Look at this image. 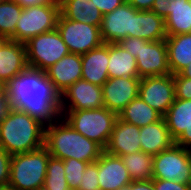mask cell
<instances>
[{
    "label": "cell",
    "mask_w": 191,
    "mask_h": 190,
    "mask_svg": "<svg viewBox=\"0 0 191 190\" xmlns=\"http://www.w3.org/2000/svg\"><path fill=\"white\" fill-rule=\"evenodd\" d=\"M151 11L165 19L168 16L167 0H155Z\"/></svg>",
    "instance_id": "obj_40"
},
{
    "label": "cell",
    "mask_w": 191,
    "mask_h": 190,
    "mask_svg": "<svg viewBox=\"0 0 191 190\" xmlns=\"http://www.w3.org/2000/svg\"><path fill=\"white\" fill-rule=\"evenodd\" d=\"M42 190H70L65 178L64 162L50 157Z\"/></svg>",
    "instance_id": "obj_30"
},
{
    "label": "cell",
    "mask_w": 191,
    "mask_h": 190,
    "mask_svg": "<svg viewBox=\"0 0 191 190\" xmlns=\"http://www.w3.org/2000/svg\"><path fill=\"white\" fill-rule=\"evenodd\" d=\"M118 44L135 58L141 51V38L126 37L120 40Z\"/></svg>",
    "instance_id": "obj_36"
},
{
    "label": "cell",
    "mask_w": 191,
    "mask_h": 190,
    "mask_svg": "<svg viewBox=\"0 0 191 190\" xmlns=\"http://www.w3.org/2000/svg\"><path fill=\"white\" fill-rule=\"evenodd\" d=\"M119 190H131V183L129 185L121 187Z\"/></svg>",
    "instance_id": "obj_46"
},
{
    "label": "cell",
    "mask_w": 191,
    "mask_h": 190,
    "mask_svg": "<svg viewBox=\"0 0 191 190\" xmlns=\"http://www.w3.org/2000/svg\"><path fill=\"white\" fill-rule=\"evenodd\" d=\"M121 158L132 181L152 179L153 155L139 151L123 155Z\"/></svg>",
    "instance_id": "obj_28"
},
{
    "label": "cell",
    "mask_w": 191,
    "mask_h": 190,
    "mask_svg": "<svg viewBox=\"0 0 191 190\" xmlns=\"http://www.w3.org/2000/svg\"><path fill=\"white\" fill-rule=\"evenodd\" d=\"M152 179L191 184V151L174 144L154 155Z\"/></svg>",
    "instance_id": "obj_8"
},
{
    "label": "cell",
    "mask_w": 191,
    "mask_h": 190,
    "mask_svg": "<svg viewBox=\"0 0 191 190\" xmlns=\"http://www.w3.org/2000/svg\"><path fill=\"white\" fill-rule=\"evenodd\" d=\"M103 106L102 87L82 79L61 94V110L98 109Z\"/></svg>",
    "instance_id": "obj_13"
},
{
    "label": "cell",
    "mask_w": 191,
    "mask_h": 190,
    "mask_svg": "<svg viewBox=\"0 0 191 190\" xmlns=\"http://www.w3.org/2000/svg\"><path fill=\"white\" fill-rule=\"evenodd\" d=\"M78 190H100L98 183V164L96 162L89 163L82 173Z\"/></svg>",
    "instance_id": "obj_32"
},
{
    "label": "cell",
    "mask_w": 191,
    "mask_h": 190,
    "mask_svg": "<svg viewBox=\"0 0 191 190\" xmlns=\"http://www.w3.org/2000/svg\"><path fill=\"white\" fill-rule=\"evenodd\" d=\"M175 83V98L191 100V79L182 77L179 73L173 75Z\"/></svg>",
    "instance_id": "obj_33"
},
{
    "label": "cell",
    "mask_w": 191,
    "mask_h": 190,
    "mask_svg": "<svg viewBox=\"0 0 191 190\" xmlns=\"http://www.w3.org/2000/svg\"><path fill=\"white\" fill-rule=\"evenodd\" d=\"M3 40H4V38L0 36V44H1V42H2Z\"/></svg>",
    "instance_id": "obj_47"
},
{
    "label": "cell",
    "mask_w": 191,
    "mask_h": 190,
    "mask_svg": "<svg viewBox=\"0 0 191 190\" xmlns=\"http://www.w3.org/2000/svg\"><path fill=\"white\" fill-rule=\"evenodd\" d=\"M45 126L26 112L10 108L0 123V146L9 154L26 153L44 145Z\"/></svg>",
    "instance_id": "obj_3"
},
{
    "label": "cell",
    "mask_w": 191,
    "mask_h": 190,
    "mask_svg": "<svg viewBox=\"0 0 191 190\" xmlns=\"http://www.w3.org/2000/svg\"><path fill=\"white\" fill-rule=\"evenodd\" d=\"M82 80L103 86L109 79V43H103L98 48L81 55Z\"/></svg>",
    "instance_id": "obj_19"
},
{
    "label": "cell",
    "mask_w": 191,
    "mask_h": 190,
    "mask_svg": "<svg viewBox=\"0 0 191 190\" xmlns=\"http://www.w3.org/2000/svg\"><path fill=\"white\" fill-rule=\"evenodd\" d=\"M23 8L14 0L0 1V36L14 39L16 24Z\"/></svg>",
    "instance_id": "obj_29"
},
{
    "label": "cell",
    "mask_w": 191,
    "mask_h": 190,
    "mask_svg": "<svg viewBox=\"0 0 191 190\" xmlns=\"http://www.w3.org/2000/svg\"><path fill=\"white\" fill-rule=\"evenodd\" d=\"M139 78L171 74L165 40L141 39V51L136 57Z\"/></svg>",
    "instance_id": "obj_11"
},
{
    "label": "cell",
    "mask_w": 191,
    "mask_h": 190,
    "mask_svg": "<svg viewBox=\"0 0 191 190\" xmlns=\"http://www.w3.org/2000/svg\"><path fill=\"white\" fill-rule=\"evenodd\" d=\"M92 2L105 15L122 6L127 0H92Z\"/></svg>",
    "instance_id": "obj_37"
},
{
    "label": "cell",
    "mask_w": 191,
    "mask_h": 190,
    "mask_svg": "<svg viewBox=\"0 0 191 190\" xmlns=\"http://www.w3.org/2000/svg\"><path fill=\"white\" fill-rule=\"evenodd\" d=\"M9 109V103L5 95L4 84L0 82V123L5 118Z\"/></svg>",
    "instance_id": "obj_39"
},
{
    "label": "cell",
    "mask_w": 191,
    "mask_h": 190,
    "mask_svg": "<svg viewBox=\"0 0 191 190\" xmlns=\"http://www.w3.org/2000/svg\"><path fill=\"white\" fill-rule=\"evenodd\" d=\"M11 156L0 146V185L9 183Z\"/></svg>",
    "instance_id": "obj_34"
},
{
    "label": "cell",
    "mask_w": 191,
    "mask_h": 190,
    "mask_svg": "<svg viewBox=\"0 0 191 190\" xmlns=\"http://www.w3.org/2000/svg\"><path fill=\"white\" fill-rule=\"evenodd\" d=\"M56 29L70 53L83 55L103 44L100 27L65 18L61 13Z\"/></svg>",
    "instance_id": "obj_9"
},
{
    "label": "cell",
    "mask_w": 191,
    "mask_h": 190,
    "mask_svg": "<svg viewBox=\"0 0 191 190\" xmlns=\"http://www.w3.org/2000/svg\"><path fill=\"white\" fill-rule=\"evenodd\" d=\"M140 145L144 153L157 155L175 144L164 118L140 127Z\"/></svg>",
    "instance_id": "obj_21"
},
{
    "label": "cell",
    "mask_w": 191,
    "mask_h": 190,
    "mask_svg": "<svg viewBox=\"0 0 191 190\" xmlns=\"http://www.w3.org/2000/svg\"><path fill=\"white\" fill-rule=\"evenodd\" d=\"M0 190H17V189L12 185L7 184V185H0Z\"/></svg>",
    "instance_id": "obj_45"
},
{
    "label": "cell",
    "mask_w": 191,
    "mask_h": 190,
    "mask_svg": "<svg viewBox=\"0 0 191 190\" xmlns=\"http://www.w3.org/2000/svg\"><path fill=\"white\" fill-rule=\"evenodd\" d=\"M138 10L125 2L112 12L103 15L100 35L103 43H118L126 37H132V16Z\"/></svg>",
    "instance_id": "obj_14"
},
{
    "label": "cell",
    "mask_w": 191,
    "mask_h": 190,
    "mask_svg": "<svg viewBox=\"0 0 191 190\" xmlns=\"http://www.w3.org/2000/svg\"><path fill=\"white\" fill-rule=\"evenodd\" d=\"M64 120L77 132L106 148L118 118L106 107L85 110H61ZM66 117V118H65Z\"/></svg>",
    "instance_id": "obj_5"
},
{
    "label": "cell",
    "mask_w": 191,
    "mask_h": 190,
    "mask_svg": "<svg viewBox=\"0 0 191 190\" xmlns=\"http://www.w3.org/2000/svg\"><path fill=\"white\" fill-rule=\"evenodd\" d=\"M165 42L171 74H178L191 62V33L167 36Z\"/></svg>",
    "instance_id": "obj_24"
},
{
    "label": "cell",
    "mask_w": 191,
    "mask_h": 190,
    "mask_svg": "<svg viewBox=\"0 0 191 190\" xmlns=\"http://www.w3.org/2000/svg\"><path fill=\"white\" fill-rule=\"evenodd\" d=\"M49 80L62 94L69 86L82 79L81 55L70 53L46 70Z\"/></svg>",
    "instance_id": "obj_18"
},
{
    "label": "cell",
    "mask_w": 191,
    "mask_h": 190,
    "mask_svg": "<svg viewBox=\"0 0 191 190\" xmlns=\"http://www.w3.org/2000/svg\"><path fill=\"white\" fill-rule=\"evenodd\" d=\"M59 15V2L23 8L13 40L25 44L34 36L56 29Z\"/></svg>",
    "instance_id": "obj_6"
},
{
    "label": "cell",
    "mask_w": 191,
    "mask_h": 190,
    "mask_svg": "<svg viewBox=\"0 0 191 190\" xmlns=\"http://www.w3.org/2000/svg\"><path fill=\"white\" fill-rule=\"evenodd\" d=\"M167 36L191 33V0H167Z\"/></svg>",
    "instance_id": "obj_23"
},
{
    "label": "cell",
    "mask_w": 191,
    "mask_h": 190,
    "mask_svg": "<svg viewBox=\"0 0 191 190\" xmlns=\"http://www.w3.org/2000/svg\"><path fill=\"white\" fill-rule=\"evenodd\" d=\"M50 157L44 145L33 151L13 154L8 184L17 190H42Z\"/></svg>",
    "instance_id": "obj_4"
},
{
    "label": "cell",
    "mask_w": 191,
    "mask_h": 190,
    "mask_svg": "<svg viewBox=\"0 0 191 190\" xmlns=\"http://www.w3.org/2000/svg\"><path fill=\"white\" fill-rule=\"evenodd\" d=\"M138 96L162 116L175 100L173 75H159L141 78Z\"/></svg>",
    "instance_id": "obj_10"
},
{
    "label": "cell",
    "mask_w": 191,
    "mask_h": 190,
    "mask_svg": "<svg viewBox=\"0 0 191 190\" xmlns=\"http://www.w3.org/2000/svg\"><path fill=\"white\" fill-rule=\"evenodd\" d=\"M139 140L140 128L118 117L104 150L111 155L120 157L129 153L132 154L142 151Z\"/></svg>",
    "instance_id": "obj_16"
},
{
    "label": "cell",
    "mask_w": 191,
    "mask_h": 190,
    "mask_svg": "<svg viewBox=\"0 0 191 190\" xmlns=\"http://www.w3.org/2000/svg\"><path fill=\"white\" fill-rule=\"evenodd\" d=\"M179 74L182 77L189 78L191 79V62L184 68L182 69Z\"/></svg>",
    "instance_id": "obj_44"
},
{
    "label": "cell",
    "mask_w": 191,
    "mask_h": 190,
    "mask_svg": "<svg viewBox=\"0 0 191 190\" xmlns=\"http://www.w3.org/2000/svg\"><path fill=\"white\" fill-rule=\"evenodd\" d=\"M118 117L137 127H143L153 122H157L163 116L150 107L139 96L133 99L119 114Z\"/></svg>",
    "instance_id": "obj_27"
},
{
    "label": "cell",
    "mask_w": 191,
    "mask_h": 190,
    "mask_svg": "<svg viewBox=\"0 0 191 190\" xmlns=\"http://www.w3.org/2000/svg\"><path fill=\"white\" fill-rule=\"evenodd\" d=\"M95 162L98 164L100 190H119L132 182L120 156L111 155L104 150Z\"/></svg>",
    "instance_id": "obj_15"
},
{
    "label": "cell",
    "mask_w": 191,
    "mask_h": 190,
    "mask_svg": "<svg viewBox=\"0 0 191 190\" xmlns=\"http://www.w3.org/2000/svg\"><path fill=\"white\" fill-rule=\"evenodd\" d=\"M9 108L26 112L45 127L59 121L61 93L46 71L27 66L4 85Z\"/></svg>",
    "instance_id": "obj_1"
},
{
    "label": "cell",
    "mask_w": 191,
    "mask_h": 190,
    "mask_svg": "<svg viewBox=\"0 0 191 190\" xmlns=\"http://www.w3.org/2000/svg\"><path fill=\"white\" fill-rule=\"evenodd\" d=\"M139 77L109 78L102 86L103 105L117 115L138 97Z\"/></svg>",
    "instance_id": "obj_12"
},
{
    "label": "cell",
    "mask_w": 191,
    "mask_h": 190,
    "mask_svg": "<svg viewBox=\"0 0 191 190\" xmlns=\"http://www.w3.org/2000/svg\"><path fill=\"white\" fill-rule=\"evenodd\" d=\"M65 169V178L70 190H78L79 183H81L82 173L88 166V162L79 161L77 159L63 160Z\"/></svg>",
    "instance_id": "obj_31"
},
{
    "label": "cell",
    "mask_w": 191,
    "mask_h": 190,
    "mask_svg": "<svg viewBox=\"0 0 191 190\" xmlns=\"http://www.w3.org/2000/svg\"><path fill=\"white\" fill-rule=\"evenodd\" d=\"M175 144L191 151V126L175 140Z\"/></svg>",
    "instance_id": "obj_38"
},
{
    "label": "cell",
    "mask_w": 191,
    "mask_h": 190,
    "mask_svg": "<svg viewBox=\"0 0 191 190\" xmlns=\"http://www.w3.org/2000/svg\"><path fill=\"white\" fill-rule=\"evenodd\" d=\"M27 64L46 71L70 51L57 29L32 37L25 43Z\"/></svg>",
    "instance_id": "obj_7"
},
{
    "label": "cell",
    "mask_w": 191,
    "mask_h": 190,
    "mask_svg": "<svg viewBox=\"0 0 191 190\" xmlns=\"http://www.w3.org/2000/svg\"><path fill=\"white\" fill-rule=\"evenodd\" d=\"M61 121L63 122L57 121L45 127L44 146L51 157L95 162L104 149L74 130L64 119Z\"/></svg>",
    "instance_id": "obj_2"
},
{
    "label": "cell",
    "mask_w": 191,
    "mask_h": 190,
    "mask_svg": "<svg viewBox=\"0 0 191 190\" xmlns=\"http://www.w3.org/2000/svg\"><path fill=\"white\" fill-rule=\"evenodd\" d=\"M152 181L154 183L155 190H191V184L162 179H152Z\"/></svg>",
    "instance_id": "obj_35"
},
{
    "label": "cell",
    "mask_w": 191,
    "mask_h": 190,
    "mask_svg": "<svg viewBox=\"0 0 191 190\" xmlns=\"http://www.w3.org/2000/svg\"><path fill=\"white\" fill-rule=\"evenodd\" d=\"M131 190H155V188L152 179L138 180L131 182Z\"/></svg>",
    "instance_id": "obj_41"
},
{
    "label": "cell",
    "mask_w": 191,
    "mask_h": 190,
    "mask_svg": "<svg viewBox=\"0 0 191 190\" xmlns=\"http://www.w3.org/2000/svg\"><path fill=\"white\" fill-rule=\"evenodd\" d=\"M14 1L17 2L22 8L59 2V0H14Z\"/></svg>",
    "instance_id": "obj_43"
},
{
    "label": "cell",
    "mask_w": 191,
    "mask_h": 190,
    "mask_svg": "<svg viewBox=\"0 0 191 190\" xmlns=\"http://www.w3.org/2000/svg\"><path fill=\"white\" fill-rule=\"evenodd\" d=\"M27 66L25 44L4 39L0 44V82L5 85Z\"/></svg>",
    "instance_id": "obj_17"
},
{
    "label": "cell",
    "mask_w": 191,
    "mask_h": 190,
    "mask_svg": "<svg viewBox=\"0 0 191 190\" xmlns=\"http://www.w3.org/2000/svg\"><path fill=\"white\" fill-rule=\"evenodd\" d=\"M132 37L148 41L165 40V19L151 10H138L132 16Z\"/></svg>",
    "instance_id": "obj_20"
},
{
    "label": "cell",
    "mask_w": 191,
    "mask_h": 190,
    "mask_svg": "<svg viewBox=\"0 0 191 190\" xmlns=\"http://www.w3.org/2000/svg\"><path fill=\"white\" fill-rule=\"evenodd\" d=\"M163 118L171 137L176 140L186 128L191 126V100L175 98Z\"/></svg>",
    "instance_id": "obj_26"
},
{
    "label": "cell",
    "mask_w": 191,
    "mask_h": 190,
    "mask_svg": "<svg viewBox=\"0 0 191 190\" xmlns=\"http://www.w3.org/2000/svg\"><path fill=\"white\" fill-rule=\"evenodd\" d=\"M60 13L69 20L101 26L103 14L92 0H59Z\"/></svg>",
    "instance_id": "obj_22"
},
{
    "label": "cell",
    "mask_w": 191,
    "mask_h": 190,
    "mask_svg": "<svg viewBox=\"0 0 191 190\" xmlns=\"http://www.w3.org/2000/svg\"><path fill=\"white\" fill-rule=\"evenodd\" d=\"M109 78L139 77L136 58L118 43H109Z\"/></svg>",
    "instance_id": "obj_25"
},
{
    "label": "cell",
    "mask_w": 191,
    "mask_h": 190,
    "mask_svg": "<svg viewBox=\"0 0 191 190\" xmlns=\"http://www.w3.org/2000/svg\"><path fill=\"white\" fill-rule=\"evenodd\" d=\"M155 0H127L137 10H151Z\"/></svg>",
    "instance_id": "obj_42"
}]
</instances>
